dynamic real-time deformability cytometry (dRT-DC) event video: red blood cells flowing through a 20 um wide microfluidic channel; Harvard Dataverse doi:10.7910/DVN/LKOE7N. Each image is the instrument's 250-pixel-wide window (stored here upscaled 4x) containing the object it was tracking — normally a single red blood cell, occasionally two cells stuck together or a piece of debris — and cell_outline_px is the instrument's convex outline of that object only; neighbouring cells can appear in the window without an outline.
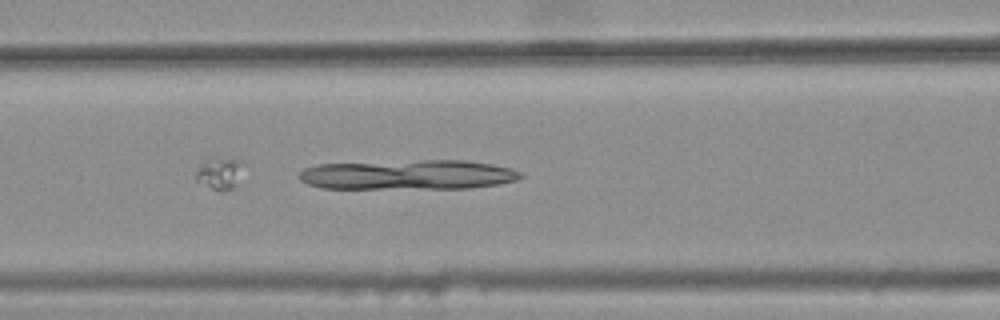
{"species": "common noctule bat (a hibernating species)", "species_latin": "Nyctalus noctula", "temperature_condition": "warm", "stored_images_in_passage": 9, "camera_frame_rate_fps": 3000, "um_per_image_px": 0.085, "animal": {"sex": "female", "body_mass_g": 25.1}, "frame": {"image": 1, "passage_image": 6, "time_ms": 1.667, "image_size_px": [1000, 320], "cell_outline_px": [[524, 176], [516, 180], [500, 184], [472, 188], [320, 188], [308, 184], [300, 180], [296, 176], [296, 172], [304, 168], [316, 164], [424, 160], [464, 160], [492, 164], [512, 168], [524, 172]], "centroid_in_image_um": [34.68, 14.85], "position_along_channel_um": 131.9, "area_um2": 38.84}}